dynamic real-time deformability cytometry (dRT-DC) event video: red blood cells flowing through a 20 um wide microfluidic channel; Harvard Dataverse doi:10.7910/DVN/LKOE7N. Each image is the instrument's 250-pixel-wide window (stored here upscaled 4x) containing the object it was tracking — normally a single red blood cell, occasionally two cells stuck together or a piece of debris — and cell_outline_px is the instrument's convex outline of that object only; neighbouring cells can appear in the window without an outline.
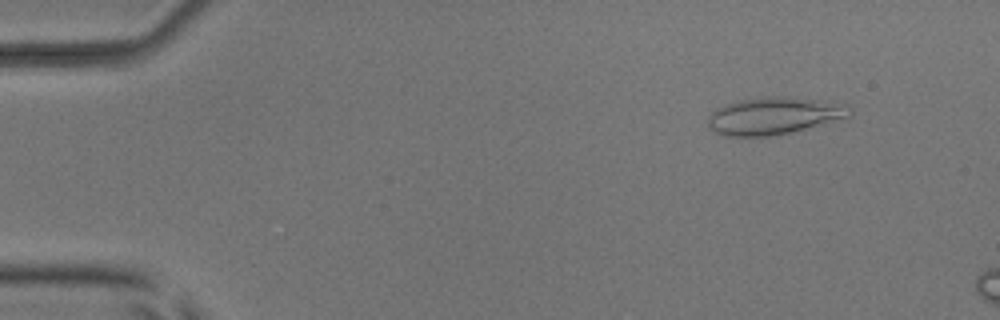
{"species": "common noctule bat (a hibernating species)", "species_latin": "Nyctalus noctula", "temperature_condition": "room temperature", "stored_images_in_passage": 4, "camera_frame_rate_fps": 3000, "um_per_image_px": 0.085, "animal": {"sex": "male", "body_mass_g": 17.9, "forearm_length_mm": 54.2}, "frame": {"image": 1, "passage_image": 2, "time_ms": 1.333, "image_size_px": [1000, 320], "cell_outline_px": [[852, 116], [792, 132], [776, 136], [724, 136], [708, 128], [708, 116], [712, 112], [736, 100], [768, 96], [788, 96], [852, 104]], "centroid_in_image_um": [65.85, 9.83], "position_along_channel_um": 19.1, "area_um2": 31.15}}